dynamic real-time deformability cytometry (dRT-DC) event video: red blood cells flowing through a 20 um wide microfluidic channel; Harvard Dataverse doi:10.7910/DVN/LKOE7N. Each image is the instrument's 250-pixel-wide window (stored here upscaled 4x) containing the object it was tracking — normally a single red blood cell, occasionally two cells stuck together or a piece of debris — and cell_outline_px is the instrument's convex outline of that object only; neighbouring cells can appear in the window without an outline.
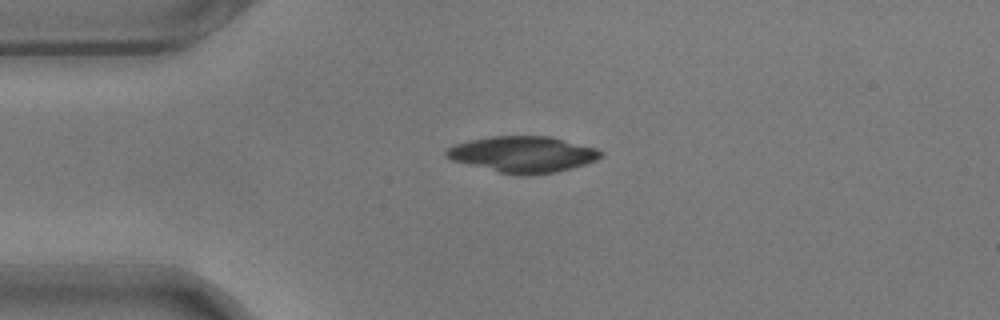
{"species": "common noctule bat (a hibernating species)", "species_latin": "Nyctalus noctula", "temperature_condition": "warm", "stored_images_in_passage": 44, "camera_frame_rate_fps": 3000, "um_per_image_px": 0.085, "animal": {"sex": "male", "body_mass_g": 17.9}, "frame": {"image": 1, "passage_image": 1, "time_ms": 0.0, "image_size_px": [1000, 320], "cell_outline_px": [[604, 156], [596, 160], [584, 164], [556, 172], [528, 176], [520, 176], [500, 172], [452, 160], [444, 156], [444, 152], [448, 148], [456, 144], [472, 140], [492, 136], [552, 136], [596, 148], [604, 152]], "centroid_in_image_um": [44.48, 13.12], "position_along_channel_um": 40.5, "area_um2": 32.48}}
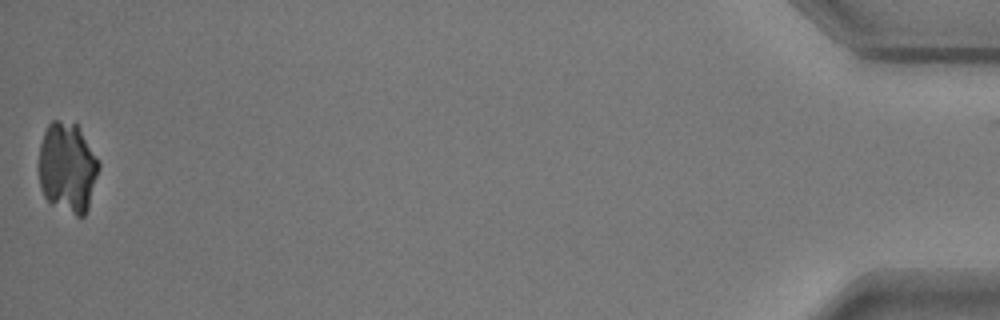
{"frame": {"image": 2, "passage_image": 44, "time_ms": 14.333, "image_size_px": [1000, 320], "cell_outline_px": [[100, 168], [88, 208], [84, 216], [76, 216], [52, 204], [44, 196], [40, 188], [40, 144], [44, 132], [48, 124], [52, 120], [56, 120], [76, 124], [100, 160]], "centroid_in_image_um": [5.75, 14.25], "position_along_channel_um": 429.4, "area_um2": 31.5}}